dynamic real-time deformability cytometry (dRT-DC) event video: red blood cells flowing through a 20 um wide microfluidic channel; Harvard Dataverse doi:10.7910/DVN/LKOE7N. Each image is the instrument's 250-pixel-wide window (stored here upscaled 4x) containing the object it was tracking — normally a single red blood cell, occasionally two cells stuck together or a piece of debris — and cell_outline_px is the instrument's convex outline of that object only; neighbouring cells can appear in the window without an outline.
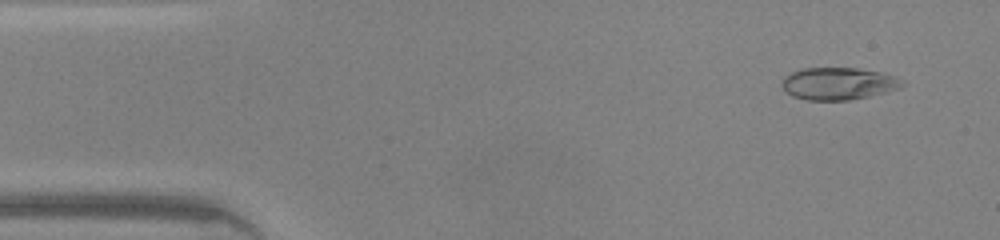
{"species": "common noctule bat (a hibernating species)", "species_latin": "Nyctalus noctula", "temperature_condition": "warm", "stored_images_in_passage": 45, "camera_frame_rate_fps": 3000, "um_per_image_px": 0.085, "animal": {"sex": "male", "body_mass_g": 20.0, "forearm_length_mm": 53.3}, "frame": {"image": 1, "passage_image": 3, "time_ms": 0.667, "image_size_px": [1000, 240], "cell_outline_px": [[904, 84], [900, 88], [868, 96], [848, 100], [808, 100], [792, 96], [780, 84], [784, 76], [800, 68], [856, 68], [884, 72], [896, 76], [904, 80]], "centroid_in_image_um": [71.27, 7.09], "position_along_channel_um": 13.7, "area_um2": 22.72}}
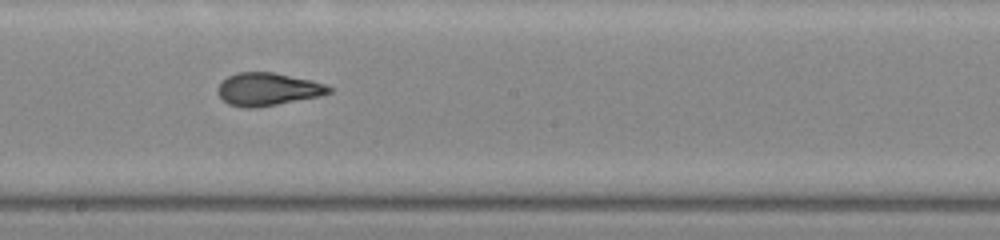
{"frame": {"image": 2, "passage_image": 24, "time_ms": 7.667, "image_size_px": [1000, 240], "cell_outline_px": [[332, 92], [320, 96], [256, 108], [244, 108], [228, 104], [216, 92], [216, 88], [228, 76], [236, 72], [272, 72], [312, 80], [324, 84], [332, 88]], "centroid_in_image_um": [22.75, 7.59], "position_along_channel_um": 225.5, "area_um2": 21.27}}
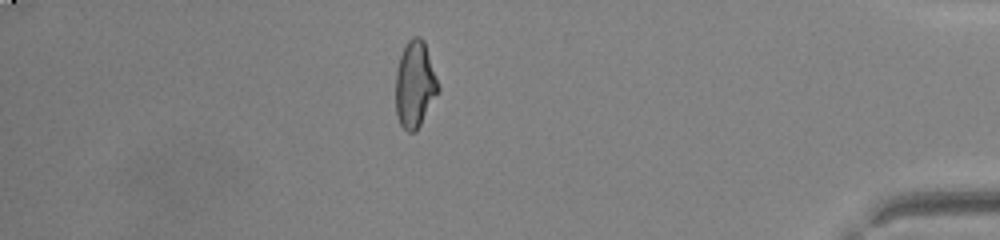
{"frame": {"image": 3, "passage_image": 39, "time_ms": 12.667, "image_size_px": [1000, 240], "cell_outline_px": [[440, 88], [416, 132], [408, 132], [400, 124], [396, 116], [396, 68], [400, 56], [408, 40], [412, 36], [420, 36], [424, 40]], "centroid_in_image_um": [35.25, 7.17], "position_along_channel_um": 399.9, "area_um2": 21.33}, "authors_computed_cell_mechanics": {"area_um2": 21.6172, "velocity_mm_per_s": 4.4029, "shape_relaxation_time_tau1_ms": 5.8778, "shape_relaxation_time_tau2_ms": 1.0192, "deformation_change_tau1": 0.2521, "deformation_change_tau2": 0.0699}}